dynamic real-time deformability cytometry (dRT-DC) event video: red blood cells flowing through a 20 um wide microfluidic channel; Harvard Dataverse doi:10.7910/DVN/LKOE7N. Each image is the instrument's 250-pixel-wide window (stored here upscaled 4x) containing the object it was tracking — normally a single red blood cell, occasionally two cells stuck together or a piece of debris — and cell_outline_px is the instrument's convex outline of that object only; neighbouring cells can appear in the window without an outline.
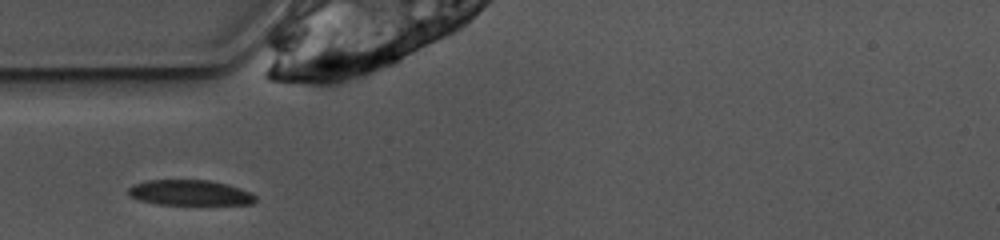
{"species": "common noctule bat (a hibernating species)", "species_latin": "Nyctalus noctula", "temperature_condition": "warm", "stored_images_in_passage": 24, "camera_frame_rate_fps": 3000, "um_per_image_px": 0.085, "animal": {"sex": "female", "body_mass_g": 10.0, "forearm_length_mm": 53.1}, "frame": {"image": 1, "passage_image": 1, "time_ms": 0.0, "image_size_px": [1000, 240], "cell_outline_px": [[256, 200], [252, 204], [156, 204], [140, 200], [132, 196], [128, 192], [128, 188], [132, 184], [148, 180], [208, 180], [228, 184], [252, 192], [256, 196]], "centroid_in_image_um": [16.16, 16.37], "position_along_channel_um": 68.8, "area_um2": 18.79}}
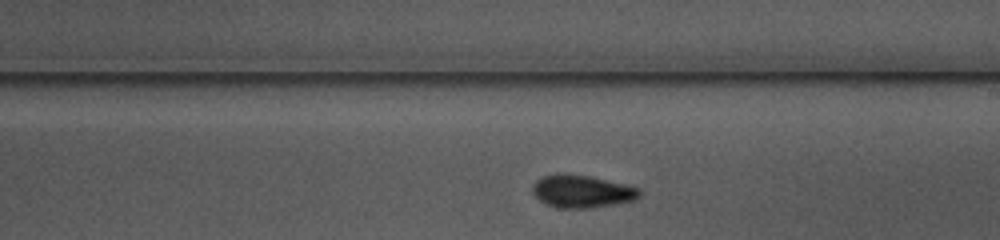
{"frame": {"image": 2, "passage_image": 14, "time_ms": 4.333, "image_size_px": [1000, 240], "cell_outline_px": [[640, 196], [636, 200], [592, 208], [560, 208], [544, 204], [532, 192], [532, 184], [540, 176], [556, 172], [592, 176], [640, 188]], "centroid_in_image_um": [49.43, 16.25], "position_along_channel_um": 239.6, "area_um2": 20.75}}
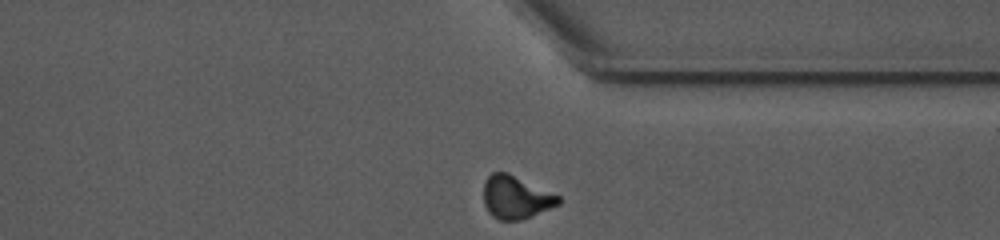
{"frame": {"image": 3, "passage_image": 24, "time_ms": 7.667, "image_size_px": [1000, 240], "cell_outline_px": [[564, 200], [560, 204], [532, 216], [520, 220], [500, 220], [492, 216], [488, 212], [484, 204], [484, 180], [492, 172], [508, 172], [560, 196]], "centroid_in_image_um": [43.86, 16.77], "position_along_channel_um": 367.5, "area_um2": 18.9}}